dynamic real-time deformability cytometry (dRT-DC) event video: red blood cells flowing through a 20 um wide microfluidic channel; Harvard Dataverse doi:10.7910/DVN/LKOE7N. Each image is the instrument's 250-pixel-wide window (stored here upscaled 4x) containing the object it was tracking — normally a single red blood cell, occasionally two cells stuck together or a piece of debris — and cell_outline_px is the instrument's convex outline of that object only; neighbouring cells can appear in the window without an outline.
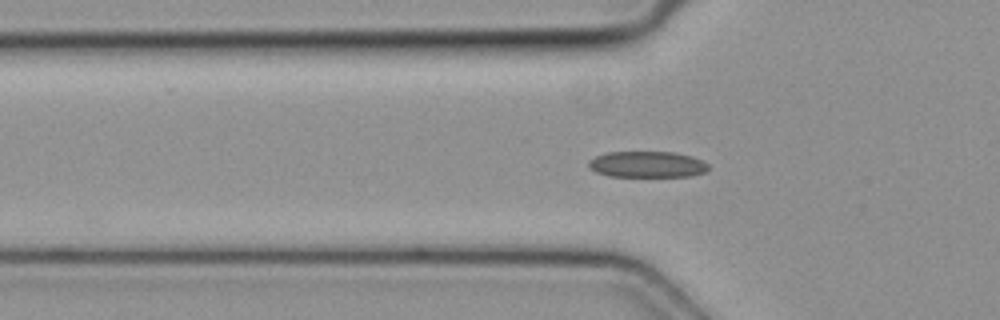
{"species": "common noctule bat (a hibernating species)", "species_latin": "Nyctalus noctula", "temperature_condition": "cold", "stored_images_in_passage": 5, "camera_frame_rate_fps": 3000, "um_per_image_px": 0.085, "animal": {"sex": "female", "body_mass_g": 19.3, "forearm_length_mm": 54.1}, "frame": {"image": 1, "passage_image": 5, "time_ms": 1.333, "image_size_px": [1000, 320], "cell_outline_px": [[708, 168], [704, 172], [692, 176], [608, 176], [596, 172], [588, 168], [588, 160], [596, 156], [608, 152], [676, 152], [692, 156], [708, 164]], "centroid_in_image_um": [54.98, 13.97], "position_along_channel_um": 70.8, "area_um2": 18.26}}